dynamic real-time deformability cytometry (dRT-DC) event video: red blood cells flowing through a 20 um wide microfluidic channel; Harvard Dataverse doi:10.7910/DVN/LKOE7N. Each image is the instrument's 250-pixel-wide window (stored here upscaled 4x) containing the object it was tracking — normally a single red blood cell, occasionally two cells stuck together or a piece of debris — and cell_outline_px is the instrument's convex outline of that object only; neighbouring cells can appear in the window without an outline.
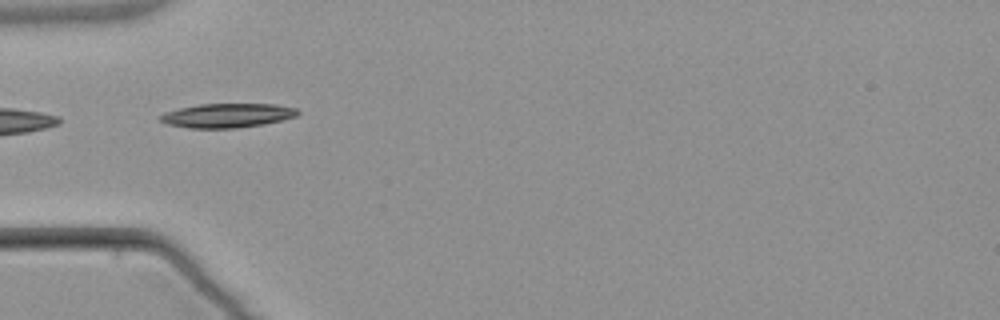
{"species": "common noctule bat (a hibernating species)", "species_latin": "Nyctalus noctula", "temperature_condition": "warm", "stored_images_in_passage": 5, "camera_frame_rate_fps": 3000, "um_per_image_px": 0.085, "animal": {"sex": "male", "body_mass_g": 21.5, "forearm_length_mm": 52.0}, "frame": {"image": 1, "passage_image": 4, "time_ms": 3.333, "image_size_px": [1000, 320], "cell_outline_px": [[300, 112], [296, 116], [264, 124], [236, 128], [188, 128], [168, 124], [160, 120], [160, 116], [164, 112], [180, 108], [200, 104], [276, 104], [296, 108]], "centroid_in_image_um": [19.32, 9.81], "position_along_channel_um": 65.7, "area_um2": 19.25}}
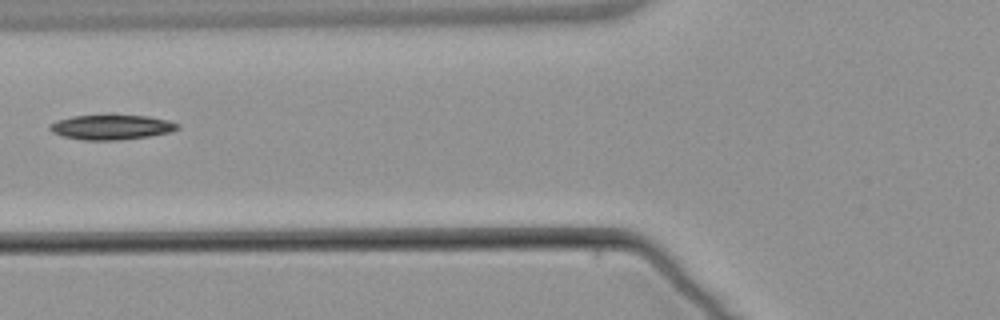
{"frame": {"image": 2, "passage_image": 5, "time_ms": 4.667, "image_size_px": [1000, 320], "cell_outline_px": [[180, 128], [168, 132], [148, 136], [116, 140], [84, 140], [64, 136], [52, 132], [48, 128], [48, 124], [56, 120], [72, 116], [108, 112], [148, 116], [168, 120], [180, 124]], "centroid_in_image_um": [9.43, 10.75], "position_along_channel_um": 116.4, "area_um2": 19.31}}